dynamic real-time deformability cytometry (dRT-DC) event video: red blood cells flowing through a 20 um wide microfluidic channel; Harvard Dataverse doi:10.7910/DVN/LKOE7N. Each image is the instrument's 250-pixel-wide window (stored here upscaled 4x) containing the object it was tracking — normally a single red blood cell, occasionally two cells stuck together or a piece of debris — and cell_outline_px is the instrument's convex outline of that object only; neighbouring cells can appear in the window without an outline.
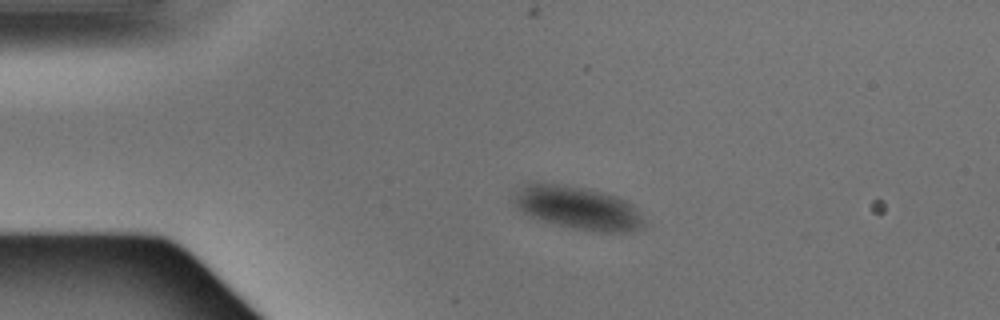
{"species": "Egyptian fruit bat (a non-hibernating species)", "species_latin": "Rousettus aegyptiacus", "temperature_condition": "warm", "stored_images_in_passage": 3, "camera_frame_rate_fps": 3000, "um_per_image_px": 0.085, "animal": {"sex": "male"}, "frame": {"image": 1, "passage_image": 1, "time_ms": 0.0, "image_size_px": [1000, 320], "cell_outline_px": [[644, 224], [640, 228], [624, 232], [600, 232], [572, 228], [528, 216], [512, 200], [524, 184], [532, 180], [536, 180], [588, 188], [624, 200], [632, 204], [636, 208], [644, 220]], "centroid_in_image_um": [49.08, 17.64], "position_along_channel_um": 35.9, "area_um2": 32.54}}